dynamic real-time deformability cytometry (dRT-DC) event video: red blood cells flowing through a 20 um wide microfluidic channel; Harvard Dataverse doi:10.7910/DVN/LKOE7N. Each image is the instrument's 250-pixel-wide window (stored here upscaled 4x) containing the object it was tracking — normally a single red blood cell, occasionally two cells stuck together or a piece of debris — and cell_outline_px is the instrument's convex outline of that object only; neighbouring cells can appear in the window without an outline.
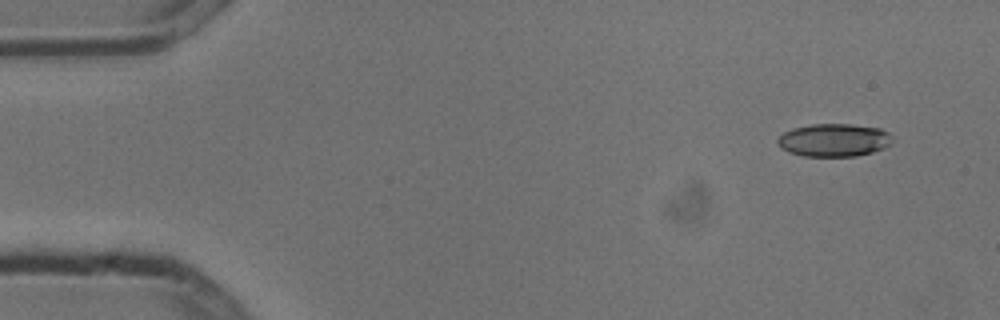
{"species": "common noctule bat (a hibernating species)", "species_latin": "Nyctalus noctula", "temperature_condition": "cold", "stored_images_in_passage": 10, "camera_frame_rate_fps": 3000, "um_per_image_px": 0.085, "animal": {"sex": "male", "body_mass_g": 13.3}, "frame": {"image": 1, "passage_image": 1, "time_ms": 0.0, "image_size_px": [1000, 320], "cell_outline_px": [[892, 144], [884, 148], [872, 152], [856, 156], [804, 156], [792, 152], [776, 144], [776, 140], [784, 132], [792, 128], [812, 124], [852, 124], [880, 128], [888, 132], [892, 136]], "centroid_in_image_um": [70.92, 11.9], "position_along_channel_um": 14.1, "area_um2": 22.02}}
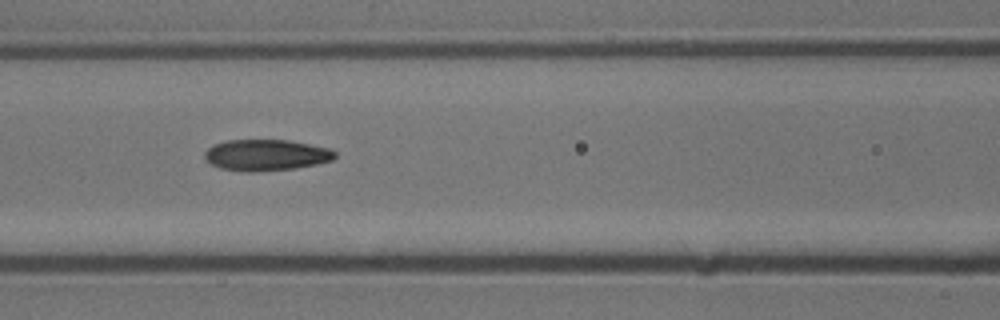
{"frame": {"image": 2, "passage_image": 6, "time_ms": 1.667, "image_size_px": [1000, 320], "cell_outline_px": [[336, 156], [332, 160], [316, 164], [296, 168], [252, 172], [248, 172], [220, 168], [204, 160], [204, 152], [212, 144], [228, 140], [288, 140], [332, 148], [336, 152]], "centroid_in_image_um": [22.61, 13.17], "position_along_channel_um": 144.0, "area_um2": 23.87}}
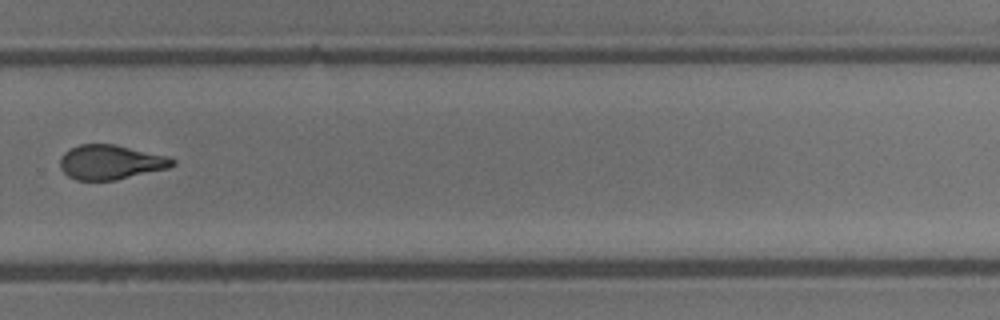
{"frame": {"image": 3, "passage_image": 10, "time_ms": 3.0, "image_size_px": [1000, 320], "cell_outline_px": [[176, 164], [168, 168], [116, 180], [76, 180], [68, 176], [60, 168], [60, 156], [64, 152], [80, 144], [112, 144], [168, 156], [176, 160]], "centroid_in_image_um": [9.4, 13.79], "position_along_channel_um": 320.4, "area_um2": 22.54}}